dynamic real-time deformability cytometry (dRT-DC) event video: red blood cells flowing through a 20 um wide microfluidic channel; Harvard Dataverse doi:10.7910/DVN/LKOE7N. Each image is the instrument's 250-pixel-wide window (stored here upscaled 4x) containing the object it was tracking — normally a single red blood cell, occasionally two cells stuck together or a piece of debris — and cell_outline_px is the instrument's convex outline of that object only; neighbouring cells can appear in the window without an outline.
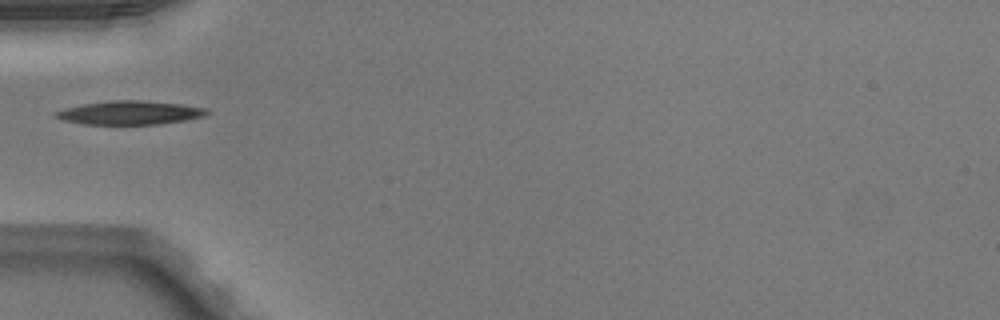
{"species": "Egyptian fruit bat (a non-hibernating species)", "species_latin": "Rousettus aegyptiacus", "temperature_condition": "warm", "stored_images_in_passage": 21, "camera_frame_rate_fps": 3000, "um_per_image_px": 0.085, "animal": {"sex": "male"}, "frame": {"image": 1, "passage_image": 1, "time_ms": 0.0, "image_size_px": [1000, 320], "cell_outline_px": [[208, 112], [200, 116], [184, 120], [156, 124], [84, 124], [64, 120], [56, 116], [56, 112], [64, 108], [84, 104], [108, 100], [144, 100], [180, 104], [208, 108]], "centroid_in_image_um": [11.02, 9.57], "position_along_channel_um": 74.0, "area_um2": 20.52}}